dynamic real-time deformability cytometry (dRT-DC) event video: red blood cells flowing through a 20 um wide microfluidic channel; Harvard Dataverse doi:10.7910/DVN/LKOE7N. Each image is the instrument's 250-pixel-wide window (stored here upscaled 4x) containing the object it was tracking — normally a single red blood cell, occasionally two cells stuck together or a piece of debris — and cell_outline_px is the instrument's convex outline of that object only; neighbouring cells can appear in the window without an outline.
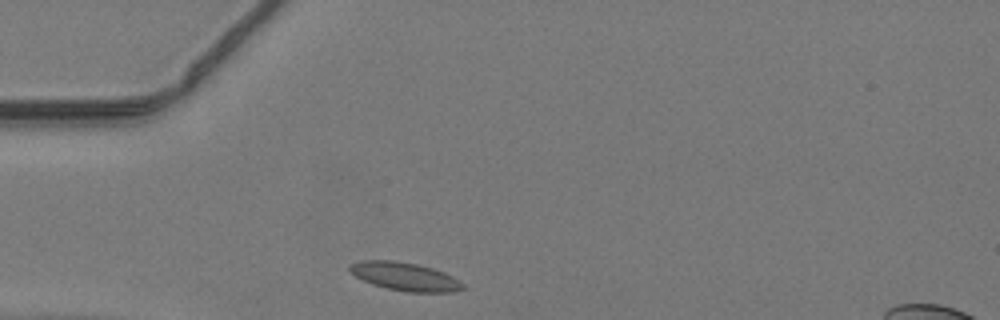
{"species": "common noctule bat (a hibernating species)", "species_latin": "Nyctalus noctula", "temperature_condition": "warm", "stored_images_in_passage": 36, "camera_frame_rate_fps": 3000, "um_per_image_px": 0.085, "animal": {"sex": "male", "body_mass_g": 19.2, "forearm_length_mm": 51.8}, "frame": {"image": 1, "passage_image": 1, "time_ms": 0.0, "image_size_px": [1000, 320], "cell_outline_px": [[468, 288], [452, 292], [408, 292], [388, 288], [372, 284], [356, 276], [348, 268], [352, 264], [360, 260], [396, 260], [416, 264], [432, 268], [444, 272], [460, 280]], "centroid_in_image_um": [34.48, 23.5], "position_along_channel_um": 50.5, "area_um2": 18.61}}
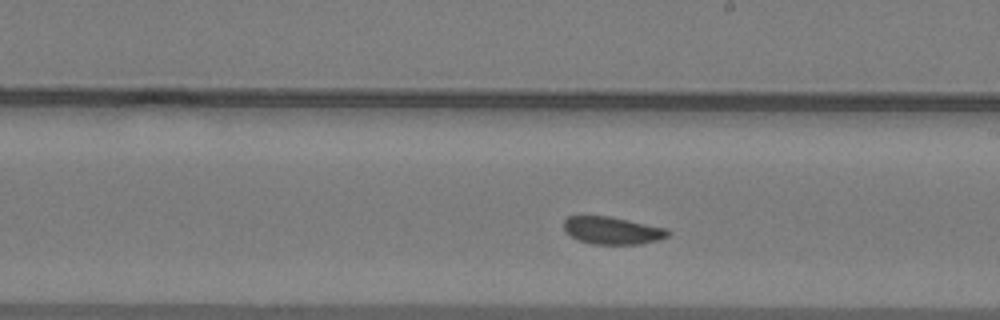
{"frame": {"image": 2, "passage_image": 15, "time_ms": 4.667, "image_size_px": [1000, 320], "cell_outline_px": [[672, 232], [668, 236], [656, 240], [640, 244], [592, 244], [576, 240], [564, 232], [564, 220], [568, 216], [608, 216], [668, 228]], "centroid_in_image_um": [52.03, 19.59], "position_along_channel_um": 237.0, "area_um2": 16.82}}
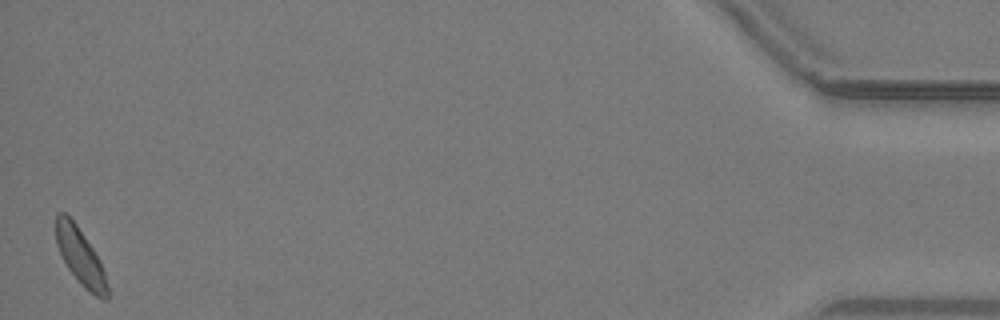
{"frame": {"image": 3, "passage_image": 35, "time_ms": 11.333, "image_size_px": [1000, 320], "cell_outline_px": [[108, 300], [104, 300], [96, 296], [84, 288], [80, 284], [68, 268], [56, 244], [56, 212], [64, 212], [76, 224], [92, 248], [104, 272], [108, 284]], "centroid_in_image_um": [6.82, 21.83], "position_along_channel_um": 428.4, "area_um2": 16.59}}